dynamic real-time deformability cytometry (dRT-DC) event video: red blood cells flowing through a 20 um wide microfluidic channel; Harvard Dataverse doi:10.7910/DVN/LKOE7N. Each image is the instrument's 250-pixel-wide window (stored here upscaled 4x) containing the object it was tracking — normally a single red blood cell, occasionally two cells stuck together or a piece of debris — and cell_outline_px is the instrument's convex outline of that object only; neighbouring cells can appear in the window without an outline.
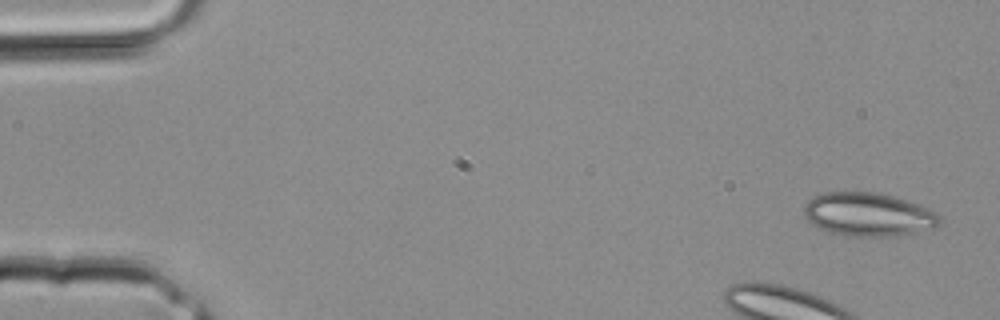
{"species": "common noctule bat (a hibernating species)", "species_latin": "Nyctalus noctula", "temperature_condition": "room temperature", "stored_images_in_passage": 4, "camera_frame_rate_fps": 3000, "um_per_image_px": 0.085, "animal": {"sex": "male", "body_mass_g": 20.4}, "frame": {"image": 1, "passage_image": 1, "time_ms": 0.0, "image_size_px": [1000, 320], "cell_outline_px": [[940, 224], [932, 228], [916, 232], [888, 236], [844, 236], [820, 228], [808, 220], [804, 216], [804, 204], [808, 200], [824, 192], [876, 192], [892, 196], [928, 208], [936, 212], [940, 216]], "centroid_in_image_um": [73.79, 18.22], "position_along_channel_um": 11.2, "area_um2": 34.04}}